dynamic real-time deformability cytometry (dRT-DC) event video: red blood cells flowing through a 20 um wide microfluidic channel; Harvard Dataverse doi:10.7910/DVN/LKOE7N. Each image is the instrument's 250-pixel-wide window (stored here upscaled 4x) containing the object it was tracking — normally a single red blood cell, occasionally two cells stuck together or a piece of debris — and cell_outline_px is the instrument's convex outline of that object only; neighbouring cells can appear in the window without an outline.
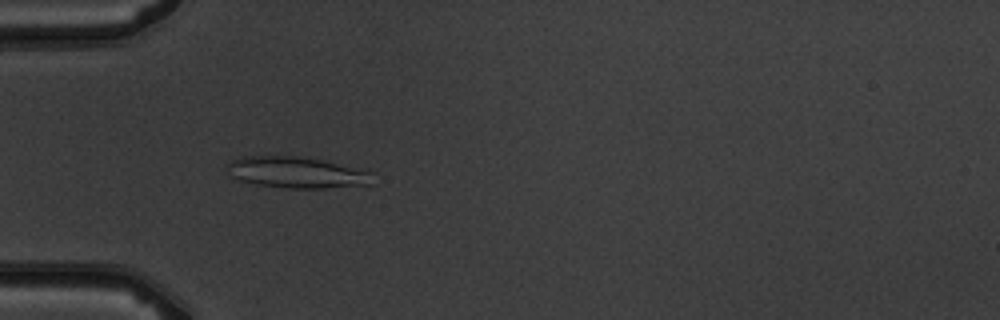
{"species": "common noctule bat (a hibernating species)", "species_latin": "Nyctalus noctula", "temperature_condition": "warm", "stored_images_in_passage": 6, "camera_frame_rate_fps": 3000, "um_per_image_px": 0.085, "animal": {"sex": "male", "body_mass_g": 19.5, "forearm_length_mm": 54.6}, "frame": {"image": 1, "passage_image": 5, "time_ms": 4.667, "image_size_px": [1000, 320], "cell_outline_px": [[376, 172], [372, 184], [324, 188], [288, 188], [256, 184], [240, 180], [232, 176], [224, 168], [224, 164], [240, 156], [300, 156], [324, 160], [364, 168]], "centroid_in_image_um": [25.28, 14.64], "position_along_channel_um": 59.7, "area_um2": 27.17}}